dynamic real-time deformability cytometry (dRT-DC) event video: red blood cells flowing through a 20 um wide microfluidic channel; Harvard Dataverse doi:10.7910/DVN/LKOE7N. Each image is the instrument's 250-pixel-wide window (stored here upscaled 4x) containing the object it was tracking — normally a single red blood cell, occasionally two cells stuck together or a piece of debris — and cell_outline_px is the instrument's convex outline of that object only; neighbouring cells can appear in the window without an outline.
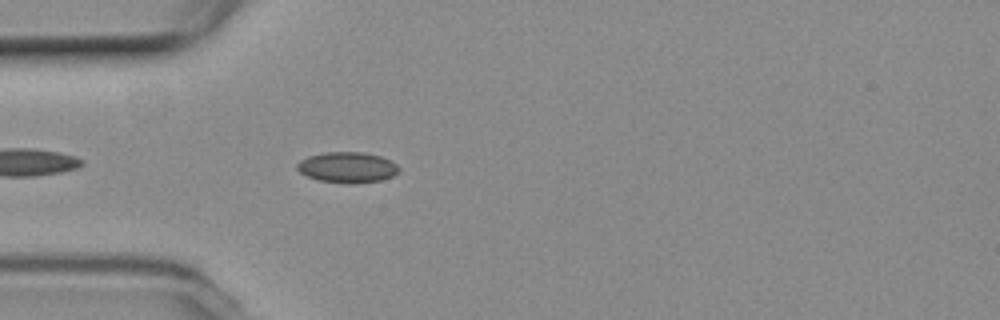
{"species": "common noctule bat (a hibernating species)", "species_latin": "Nyctalus noctula", "temperature_condition": "room temperature", "stored_images_in_passage": 11, "camera_frame_rate_fps": 3000, "um_per_image_px": 0.085, "animal": {"sex": "female", "body_mass_g": 19.3, "forearm_length_mm": 54.1}, "frame": {"image": 1, "passage_image": 4, "time_ms": 1.0, "image_size_px": [1000, 320], "cell_outline_px": [[400, 172], [392, 176], [380, 180], [356, 184], [348, 184], [320, 180], [308, 176], [300, 172], [296, 168], [296, 164], [300, 160], [308, 156], [324, 152], [364, 152], [380, 156], [396, 164], [400, 168]], "centroid_in_image_um": [29.53, 14.22], "position_along_channel_um": 55.5, "area_um2": 18.26}}
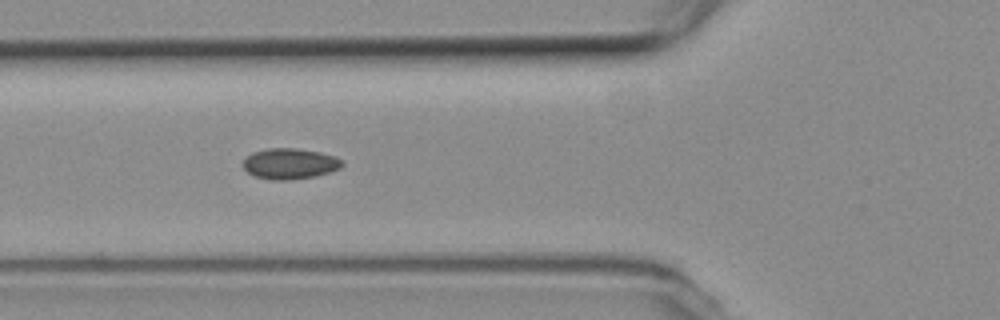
{"frame": {"image": 2, "passage_image": 8, "time_ms": 2.333, "image_size_px": [1000, 320], "cell_outline_px": [[344, 164], [340, 168], [316, 176], [288, 180], [272, 180], [256, 176], [248, 172], [240, 164], [252, 152], [268, 148], [296, 148], [320, 152], [336, 156]], "centroid_in_image_um": [24.62, 13.91], "position_along_channel_um": 101.2, "area_um2": 17.74}}